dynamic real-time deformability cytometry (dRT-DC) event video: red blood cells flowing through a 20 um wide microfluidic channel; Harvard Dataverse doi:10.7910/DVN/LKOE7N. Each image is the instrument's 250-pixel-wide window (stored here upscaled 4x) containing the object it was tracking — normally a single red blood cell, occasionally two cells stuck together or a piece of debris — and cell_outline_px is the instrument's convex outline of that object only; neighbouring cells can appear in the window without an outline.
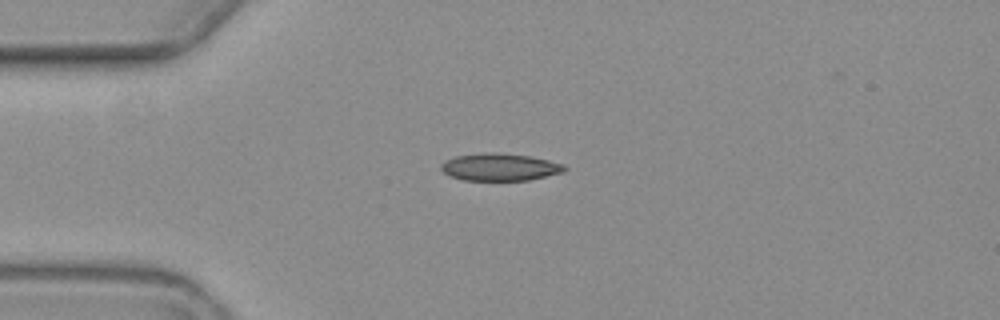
{"species": "common noctule bat (a hibernating species)", "species_latin": "Nyctalus noctula", "temperature_condition": "warm", "stored_images_in_passage": 2, "camera_frame_rate_fps": 3000, "um_per_image_px": 0.085, "animal": {"sex": "female", "body_mass_g": 19.3, "forearm_length_mm": 54.1}, "frame": {"image": 1, "passage_image": 1, "time_ms": 0.0, "image_size_px": [1000, 320], "cell_outline_px": [[568, 168], [564, 172], [528, 180], [464, 180], [448, 176], [440, 168], [440, 164], [444, 160], [456, 156], [484, 152], [492, 152], [528, 156], [548, 160], [564, 164]], "centroid_in_image_um": [42.46, 14.2], "position_along_channel_um": 42.5, "area_um2": 19.71}}